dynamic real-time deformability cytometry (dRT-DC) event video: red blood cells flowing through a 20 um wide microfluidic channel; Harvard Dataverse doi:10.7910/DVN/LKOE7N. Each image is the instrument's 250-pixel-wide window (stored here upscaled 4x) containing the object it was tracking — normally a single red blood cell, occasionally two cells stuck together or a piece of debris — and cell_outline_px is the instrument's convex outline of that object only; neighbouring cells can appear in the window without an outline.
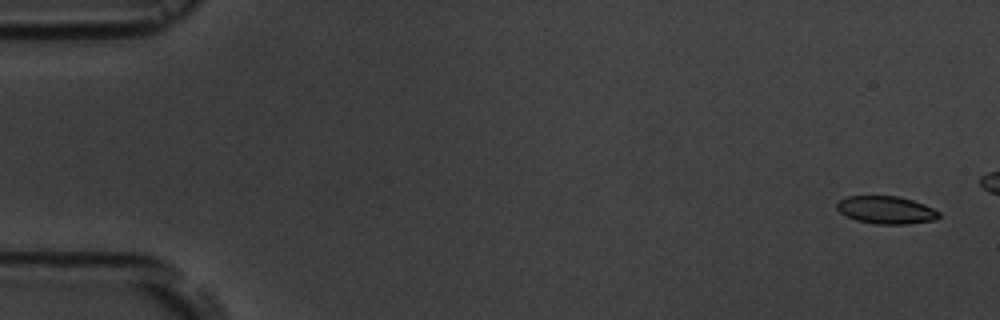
{"species": "common noctule bat (a hibernating species)", "species_latin": "Nyctalus noctula", "temperature_condition": "room temperature", "stored_images_in_passage": 4, "camera_frame_rate_fps": 3000, "um_per_image_px": 0.085, "animal": {"sex": "male", "body_mass_g": 19.5, "forearm_length_mm": 54.6}, "frame": {"image": 1, "passage_image": 1, "time_ms": 0.0, "image_size_px": [1000, 320], "cell_outline_px": [[940, 216], [936, 220], [908, 224], [876, 224], [856, 220], [840, 212], [836, 208], [836, 204], [840, 200], [848, 196], [896, 196], [912, 200], [924, 204], [940, 212]], "centroid_in_image_um": [75.34, 17.85], "position_along_channel_um": 9.7, "area_um2": 16.42}}